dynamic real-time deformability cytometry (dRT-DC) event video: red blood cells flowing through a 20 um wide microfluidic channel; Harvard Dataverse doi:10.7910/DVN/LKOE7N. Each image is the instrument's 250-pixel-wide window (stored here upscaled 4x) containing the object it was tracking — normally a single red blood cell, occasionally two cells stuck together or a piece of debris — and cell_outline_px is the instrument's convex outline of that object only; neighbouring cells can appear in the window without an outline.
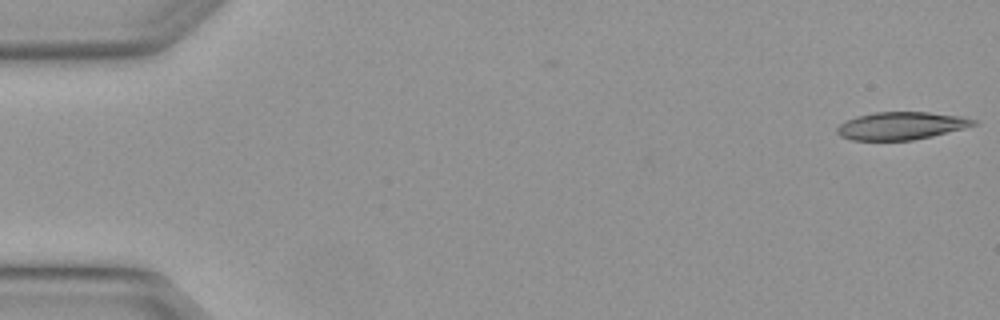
{"species": "Egyptian fruit bat (a non-hibernating species)", "species_latin": "Rousettus aegyptiacus", "temperature_condition": "warm", "stored_images_in_passage": 2, "camera_frame_rate_fps": 3000, "um_per_image_px": 0.085, "animal": {"sex": "female"}, "frame": {"image": 1, "passage_image": 2, "time_ms": 0.333, "image_size_px": [1000, 320], "cell_outline_px": [[980, 124], [932, 136], [912, 140], [852, 140], [840, 136], [836, 132], [836, 128], [840, 124], [856, 116], [876, 112], [928, 112], [960, 116], [976, 120]], "centroid_in_image_um": [76.61, 10.69], "position_along_channel_um": 8.4, "area_um2": 21.96}}